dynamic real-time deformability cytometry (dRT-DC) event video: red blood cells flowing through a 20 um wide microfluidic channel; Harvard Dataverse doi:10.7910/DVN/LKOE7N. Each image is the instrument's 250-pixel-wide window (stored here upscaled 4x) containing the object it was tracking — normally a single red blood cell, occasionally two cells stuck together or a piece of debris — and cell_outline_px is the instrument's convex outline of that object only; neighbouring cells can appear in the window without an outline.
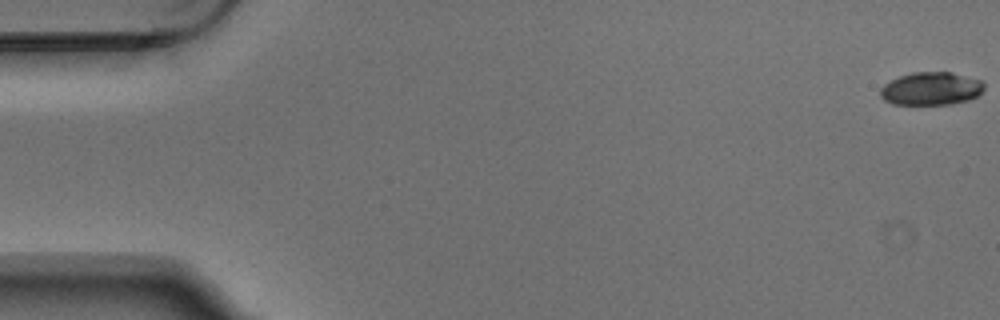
{"species": "Egyptian fruit bat (a non-hibernating species)", "species_latin": "Rousettus aegyptiacus", "temperature_condition": "warm", "stored_images_in_passage": 4, "segment_of_instrument_passage": [2, 2], "camera_frame_rate_fps": 3000, "um_per_image_px": 0.085, "animal": {"sex": "male"}, "frame": {"image": 1, "passage_image": 4, "time_ms": 1.0, "image_size_px": [1000, 320], "cell_outline_px": [[984, 88], [980, 96], [968, 100], [952, 104], [892, 104], [884, 100], [880, 96], [880, 88], [884, 84], [900, 76], [912, 72], [952, 72], [984, 80]], "centroid_in_image_um": [79.19, 7.53], "position_along_channel_um": 5.8, "area_um2": 20.23}}